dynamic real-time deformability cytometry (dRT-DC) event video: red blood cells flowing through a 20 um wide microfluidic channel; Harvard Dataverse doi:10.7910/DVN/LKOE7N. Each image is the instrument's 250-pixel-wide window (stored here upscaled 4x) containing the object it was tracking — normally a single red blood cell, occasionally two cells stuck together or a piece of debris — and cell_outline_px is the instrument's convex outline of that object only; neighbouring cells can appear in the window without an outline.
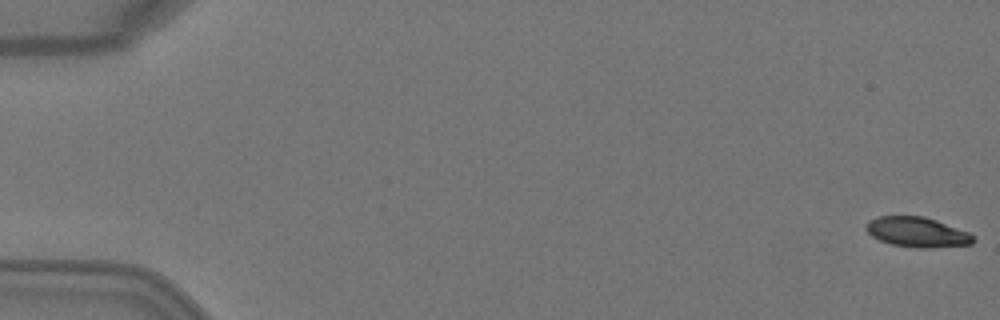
{"species": "Egyptian fruit bat (a non-hibernating species)", "species_latin": "Rousettus aegyptiacus", "temperature_condition": "warm", "stored_images_in_passage": 6, "camera_frame_rate_fps": 3000, "um_per_image_px": 0.085, "animal": {"sex": "female"}, "frame": {"image": 1, "passage_image": 1, "time_ms": 0.0, "image_size_px": [1000, 320], "cell_outline_px": [[976, 240], [972, 244], [928, 248], [916, 248], [892, 244], [880, 240], [872, 236], [864, 228], [868, 220], [876, 216], [924, 216], [936, 220], [968, 232]], "centroid_in_image_um": [77.93, 19.72], "position_along_channel_um": 7.1, "area_um2": 18.73}}